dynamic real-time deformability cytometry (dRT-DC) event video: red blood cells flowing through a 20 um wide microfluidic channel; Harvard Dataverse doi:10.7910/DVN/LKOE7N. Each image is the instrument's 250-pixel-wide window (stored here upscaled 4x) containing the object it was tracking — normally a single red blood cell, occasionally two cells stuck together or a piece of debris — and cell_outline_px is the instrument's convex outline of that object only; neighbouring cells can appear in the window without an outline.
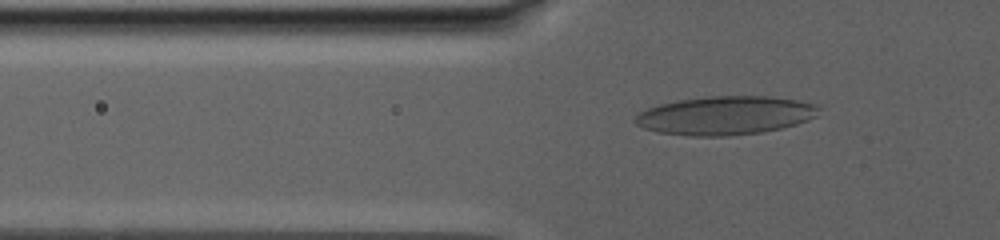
{"species": "human", "species_latin": "Homo sapiens", "temperature_condition": "warm", "stored_images_in_passage": 52, "camera_frame_rate_fps": 3000, "um_per_image_px": 0.085, "donor": {"sex": "male"}, "frame": {"image": 1, "passage_image": 16, "time_ms": 7.333, "image_size_px": [1000, 240], "cell_outline_px": [[820, 108], [816, 116], [808, 120], [796, 124], [764, 132], [728, 136], [692, 136], [656, 132], [644, 128], [636, 124], [632, 120], [640, 112], [648, 108], [660, 104], [680, 100], [708, 96], [772, 96], [796, 100], [816, 104]], "centroid_in_image_um": [61.65, 9.82], "position_along_channel_um": 64.1, "area_um2": 41.38}}
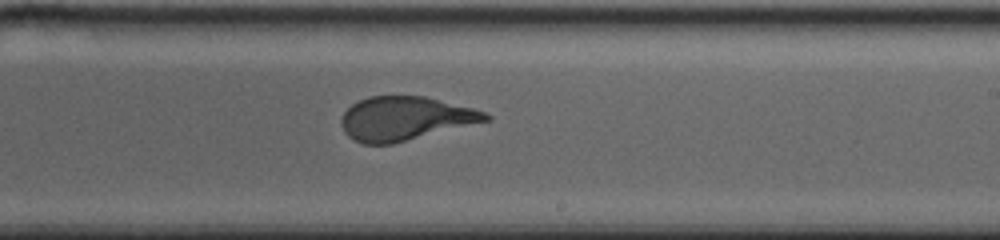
{"frame": {"image": 2, "passage_image": 35, "time_ms": 16.0, "image_size_px": [1000, 240], "cell_outline_px": [[492, 120], [392, 144], [364, 144], [348, 136], [344, 132], [344, 112], [352, 104], [368, 96], [424, 96], [472, 108], [484, 112], [492, 116]], "centroid_in_image_um": [34.48, 10.07], "position_along_channel_um": 254.5, "area_um2": 36.41}}
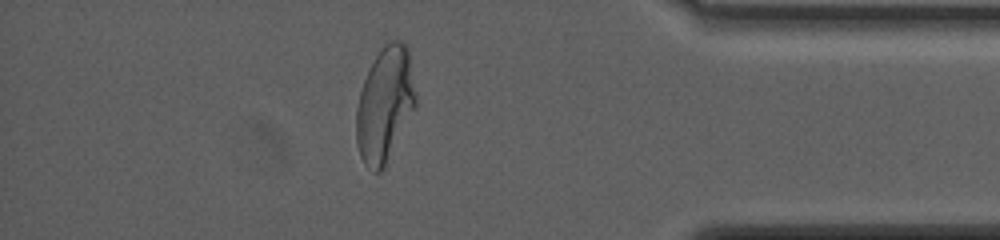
{"frame": {"image": 3, "passage_image": 48, "time_ms": 23.333, "image_size_px": [1000, 240], "cell_outline_px": [[416, 104], [384, 168], [380, 172], [372, 172], [364, 164], [360, 156], [356, 144], [356, 108], [360, 92], [364, 80], [380, 48], [384, 44], [392, 40], [400, 40], [408, 48], [416, 96]], "centroid_in_image_um": [32.69, 8.9], "position_along_channel_um": 402.5, "area_um2": 39.42}}